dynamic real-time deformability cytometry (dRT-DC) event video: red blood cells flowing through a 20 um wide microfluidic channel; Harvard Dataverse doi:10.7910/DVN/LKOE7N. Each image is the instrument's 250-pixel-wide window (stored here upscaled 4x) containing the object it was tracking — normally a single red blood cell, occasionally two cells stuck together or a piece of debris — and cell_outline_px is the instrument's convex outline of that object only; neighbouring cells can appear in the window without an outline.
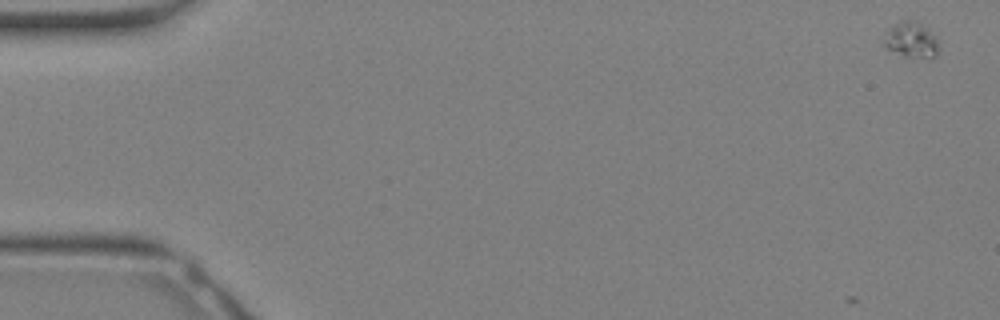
{"species": "Egyptian fruit bat (a non-hibernating species)", "species_latin": "Rousettus aegyptiacus", "temperature_condition": "warm", "stored_images_in_passage": 4, "camera_frame_rate_fps": 3000, "um_per_image_px": 0.085, "animal": {"sex": "female"}, "frame": {"image": 1, "passage_image": 1, "time_ms": 0.0, "image_size_px": [1000, 320], "cell_outline_px": [[936, 56], [928, 60], [904, 56], [888, 48], [884, 44], [884, 40], [888, 28], [904, 20], [916, 20], [928, 28], [936, 36]], "centroid_in_image_um": [77.48, 3.4], "position_along_channel_um": 7.5, "area_um2": 11.33}}